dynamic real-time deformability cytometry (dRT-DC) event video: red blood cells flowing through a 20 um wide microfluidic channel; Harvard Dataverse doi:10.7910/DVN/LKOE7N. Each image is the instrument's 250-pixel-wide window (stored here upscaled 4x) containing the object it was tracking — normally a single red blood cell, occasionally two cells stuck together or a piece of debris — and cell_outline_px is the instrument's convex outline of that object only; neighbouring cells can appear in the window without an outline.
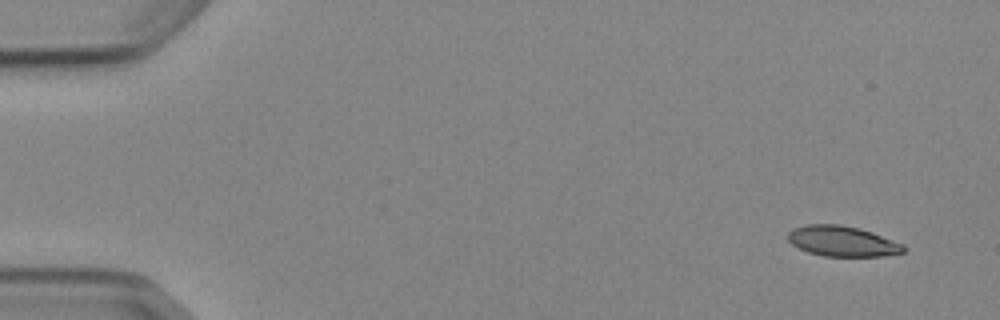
{"species": "Egyptian fruit bat (a non-hibernating species)", "species_latin": "Rousettus aegyptiacus", "temperature_condition": "cold", "stored_images_in_passage": 4, "camera_frame_rate_fps": 3000, "um_per_image_px": 0.085, "animal": {"sex": "female"}, "frame": {"image": 1, "passage_image": 1, "time_ms": 0.0, "image_size_px": [1000, 320], "cell_outline_px": [[904, 252], [884, 256], [824, 256], [808, 252], [792, 244], [788, 240], [788, 232], [792, 228], [808, 224], [840, 224], [860, 228], [872, 232], [904, 244]], "centroid_in_image_um": [71.6, 20.49], "position_along_channel_um": 13.4, "area_um2": 20.52}}
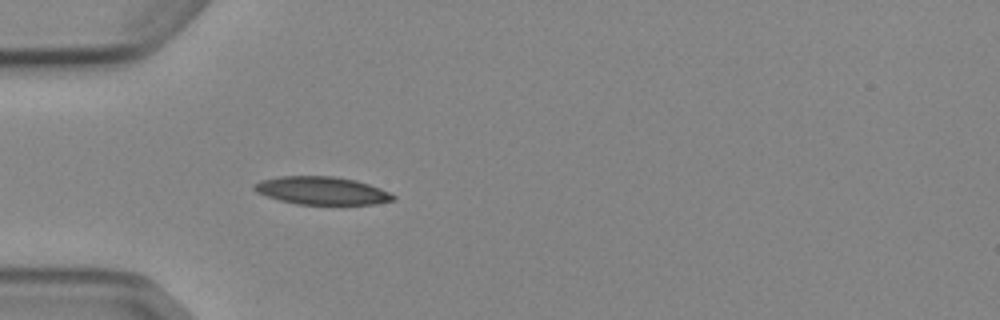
{"frame": {"image": 2, "passage_image": 4, "time_ms": 4.333, "image_size_px": [1000, 320], "cell_outline_px": [[396, 200], [376, 204], [296, 204], [280, 200], [256, 192], [252, 188], [252, 184], [260, 180], [280, 176], [332, 176], [356, 180], [380, 188], [396, 196]], "centroid_in_image_um": [27.34, 16.2], "position_along_channel_um": 57.7, "area_um2": 22.6}}